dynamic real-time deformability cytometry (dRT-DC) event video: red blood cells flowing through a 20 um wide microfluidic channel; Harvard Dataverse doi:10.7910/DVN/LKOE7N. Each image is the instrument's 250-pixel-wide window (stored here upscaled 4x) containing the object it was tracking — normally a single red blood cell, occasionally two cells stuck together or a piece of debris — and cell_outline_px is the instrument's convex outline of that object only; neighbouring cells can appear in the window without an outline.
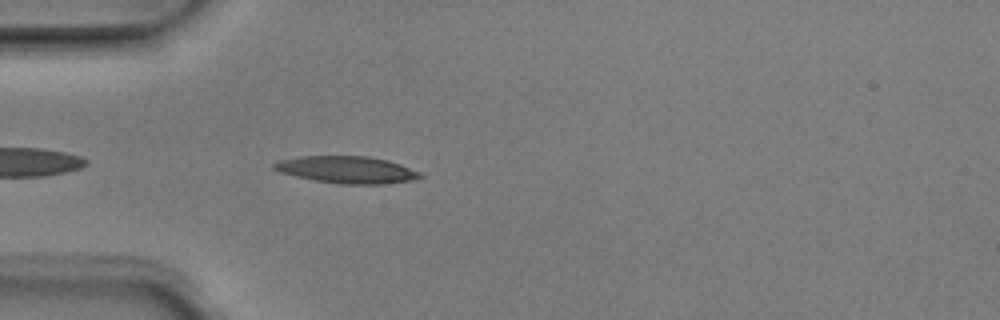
{"species": "Egyptian fruit bat (a non-hibernating species)", "species_latin": "Rousettus aegyptiacus", "temperature_condition": "room temperature", "stored_images_in_passage": 1, "camera_frame_rate_fps": 3000, "um_per_image_px": 0.085, "animal": {"sex": "male"}, "frame": {"image": 1, "passage_image": 1, "time_ms": 0.0, "image_size_px": [1000, 320], "cell_outline_px": [[424, 176], [412, 180], [384, 184], [340, 184], [316, 180], [296, 176], [280, 172], [272, 168], [272, 164], [280, 160], [300, 156], [368, 156], [388, 160], [400, 164], [420, 172]], "centroid_in_image_um": [29.49, 14.42], "position_along_channel_um": 55.5, "area_um2": 22.95}}